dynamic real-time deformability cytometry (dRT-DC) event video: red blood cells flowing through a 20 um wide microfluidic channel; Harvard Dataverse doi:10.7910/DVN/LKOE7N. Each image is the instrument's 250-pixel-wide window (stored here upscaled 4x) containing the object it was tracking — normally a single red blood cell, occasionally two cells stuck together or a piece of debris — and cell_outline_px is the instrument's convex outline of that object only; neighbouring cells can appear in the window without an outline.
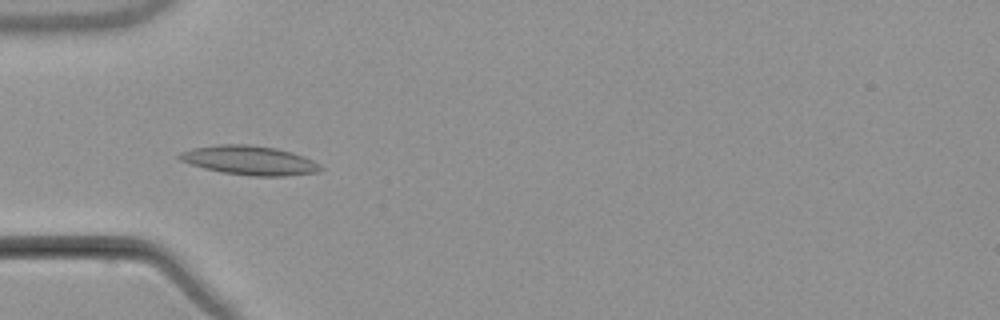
{"species": "common noctule bat (a hibernating species)", "species_latin": "Nyctalus noctula", "temperature_condition": "warm", "stored_images_in_passage": 5, "camera_frame_rate_fps": 3000, "um_per_image_px": 0.085, "animal": {"sex": "male", "body_mass_g": 21.5, "forearm_length_mm": 52.0}, "frame": {"image": 1, "passage_image": 4, "time_ms": 5.333, "image_size_px": [1000, 320], "cell_outline_px": [[324, 168], [320, 172], [284, 176], [248, 176], [220, 172], [204, 168], [180, 160], [176, 156], [180, 152], [192, 148], [220, 144], [248, 144], [276, 148], [292, 152], [304, 156], [320, 164]], "centroid_in_image_um": [21.23, 13.63], "position_along_channel_um": 63.8, "area_um2": 24.16}}
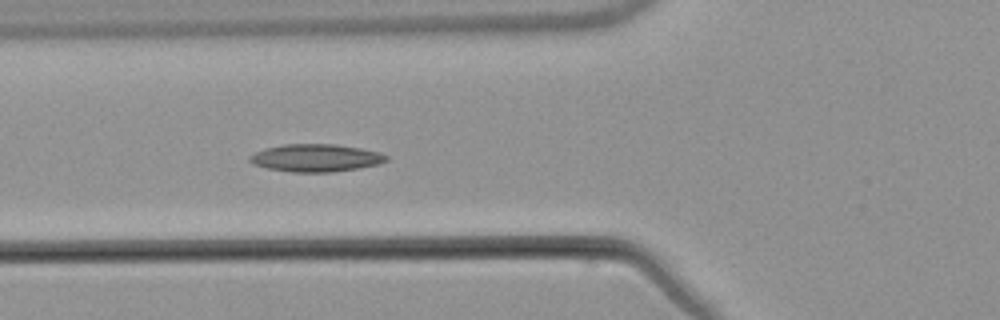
{"frame": {"image": 2, "passage_image": 5, "time_ms": 6.333, "image_size_px": [1000, 320], "cell_outline_px": [[388, 160], [380, 164], [332, 172], [292, 172], [268, 168], [252, 164], [248, 160], [248, 156], [264, 148], [284, 144], [336, 144], [360, 148], [380, 152], [388, 156]], "centroid_in_image_um": [26.83, 13.42], "position_along_channel_um": 99.0, "area_um2": 22.02}}